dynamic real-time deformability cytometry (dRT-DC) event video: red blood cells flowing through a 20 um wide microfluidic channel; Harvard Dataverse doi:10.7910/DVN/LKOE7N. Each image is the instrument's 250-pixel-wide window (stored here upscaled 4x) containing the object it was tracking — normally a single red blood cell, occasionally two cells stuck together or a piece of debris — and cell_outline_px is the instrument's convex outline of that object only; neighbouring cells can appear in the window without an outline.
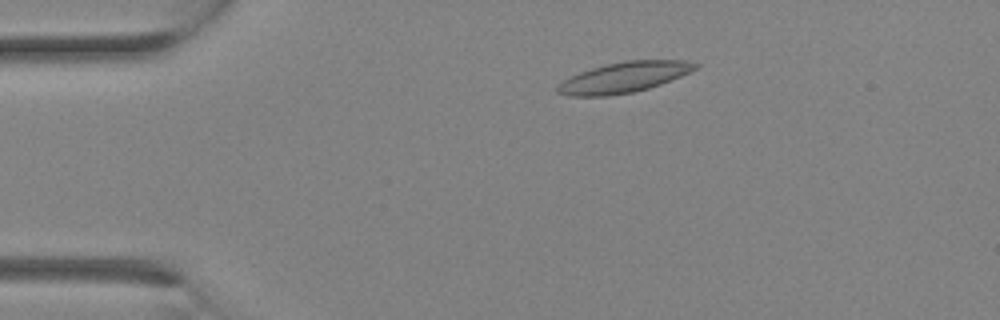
{"species": "Egyptian fruit bat (a non-hibernating species)", "species_latin": "Rousettus aegyptiacus", "temperature_condition": "room temperature", "stored_images_in_passage": 8, "camera_frame_rate_fps": 3000, "um_per_image_px": 0.085, "animal": {"sex": "female"}, "frame": {"image": 1, "passage_image": 5, "time_ms": 1.333, "image_size_px": [1000, 320], "cell_outline_px": [[700, 64], [696, 68], [680, 76], [660, 84], [648, 88], [632, 92], [608, 96], [568, 96], [556, 92], [556, 88], [564, 80], [580, 72], [592, 68], [624, 60], [684, 60]], "centroid_in_image_um": [53.02, 6.57], "position_along_channel_um": 32.0, "area_um2": 24.16}}